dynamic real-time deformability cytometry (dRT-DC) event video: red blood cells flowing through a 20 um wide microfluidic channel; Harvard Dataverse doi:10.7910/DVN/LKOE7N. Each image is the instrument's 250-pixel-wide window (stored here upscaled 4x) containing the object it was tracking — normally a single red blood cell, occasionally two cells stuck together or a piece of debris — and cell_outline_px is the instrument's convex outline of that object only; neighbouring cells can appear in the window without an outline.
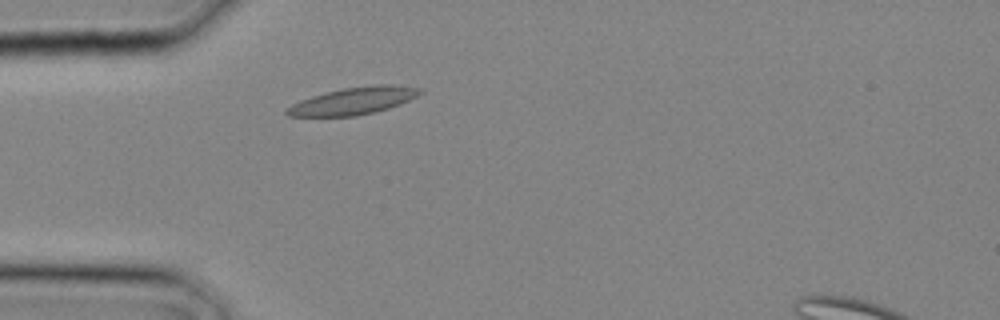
{"species": "common noctule bat (a hibernating species)", "species_latin": "Nyctalus noctula", "temperature_condition": "cold", "stored_images_in_passage": 1, "camera_frame_rate_fps": 3000, "um_per_image_px": 0.085, "animal": {"sex": "male", "body_mass_g": 20.4}, "frame": {"image": 1, "passage_image": 1, "time_ms": 0.0, "image_size_px": [1000, 320], "cell_outline_px": [[424, 92], [400, 104], [376, 112], [356, 116], [288, 116], [284, 112], [292, 104], [300, 100], [324, 92], [344, 88], [376, 84], [392, 84], [424, 88]], "centroid_in_image_um": [30.08, 8.56], "position_along_channel_um": 54.9, "area_um2": 21.21}}